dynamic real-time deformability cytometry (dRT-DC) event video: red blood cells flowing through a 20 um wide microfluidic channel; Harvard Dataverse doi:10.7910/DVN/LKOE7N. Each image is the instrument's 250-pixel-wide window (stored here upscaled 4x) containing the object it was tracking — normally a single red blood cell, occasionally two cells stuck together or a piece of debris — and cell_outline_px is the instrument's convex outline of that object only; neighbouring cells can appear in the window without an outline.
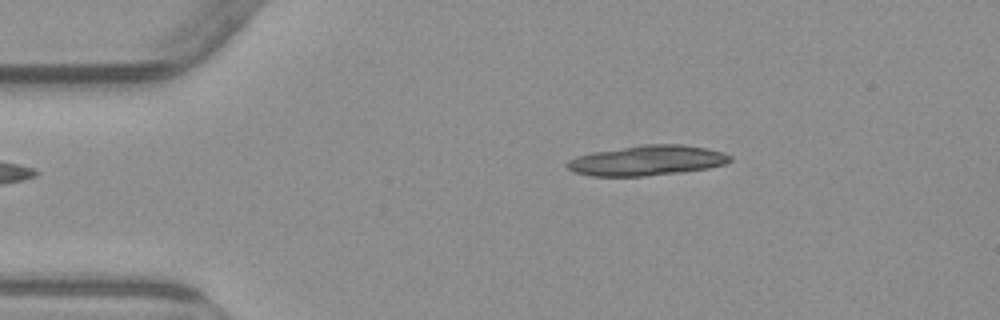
{"species": "common noctule bat (a hibernating species)", "species_latin": "Nyctalus noctula", "temperature_condition": "warm", "stored_images_in_passage": 8, "segment_of_instrument_passage": [1, 2], "camera_frame_rate_fps": 3000, "um_per_image_px": 0.085, "animal": {"sex": "male", "body_mass_g": 23.1, "forearm_length_mm": 52.7}, "frame": {"image": 1, "passage_image": 2, "time_ms": 1.333, "image_size_px": [1000, 320], "cell_outline_px": [[732, 160], [728, 164], [708, 168], [684, 172], [644, 176], [592, 176], [572, 172], [564, 164], [568, 160], [576, 156], [592, 152], [644, 144], [684, 144], [708, 148], [724, 152], [732, 156]], "centroid_in_image_um": [55.03, 13.64], "position_along_channel_um": 30.0, "area_um2": 29.02}}